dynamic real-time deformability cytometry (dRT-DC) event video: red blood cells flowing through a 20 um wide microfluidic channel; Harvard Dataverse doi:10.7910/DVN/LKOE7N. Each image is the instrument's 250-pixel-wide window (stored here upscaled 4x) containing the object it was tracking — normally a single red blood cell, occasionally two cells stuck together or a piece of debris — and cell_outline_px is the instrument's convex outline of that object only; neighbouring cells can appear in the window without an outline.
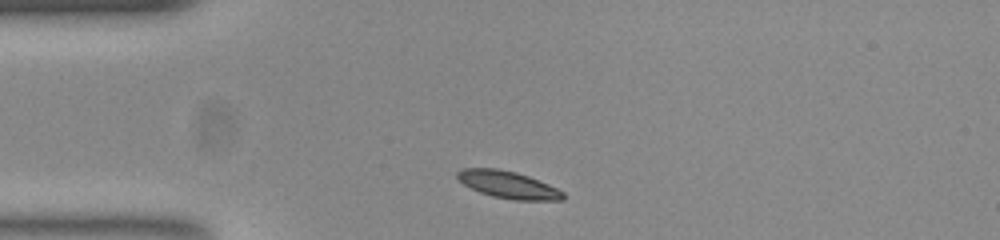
{"species": "common noctule bat (a hibernating species)", "species_latin": "Nyctalus noctula", "temperature_condition": "room temperature", "stored_images_in_passage": 32, "camera_frame_rate_fps": 3000, "um_per_image_px": 0.085, "animal": {"sex": "female", "body_mass_g": 23.0, "forearm_length_mm": 53.4}, "frame": {"image": 1, "passage_image": 2, "time_ms": 0.333, "image_size_px": [1000, 240], "cell_outline_px": [[564, 200], [512, 200], [492, 196], [480, 192], [464, 184], [456, 176], [456, 172], [464, 168], [496, 168], [516, 172], [528, 176], [548, 184], [564, 192]], "centroid_in_image_um": [43.19, 15.7], "position_along_channel_um": 41.8, "area_um2": 16.65}}
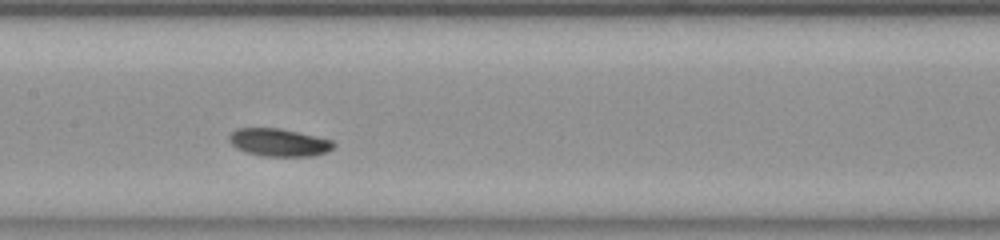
{"frame": {"image": 2, "passage_image": 15, "time_ms": 4.667, "image_size_px": [1000, 240], "cell_outline_px": [[332, 148], [328, 152], [312, 156], [260, 156], [236, 148], [232, 144], [228, 136], [236, 128], [276, 128], [296, 132], [332, 140]], "centroid_in_image_um": [23.67, 12.11], "position_along_channel_um": 183.7, "area_um2": 16.59}}
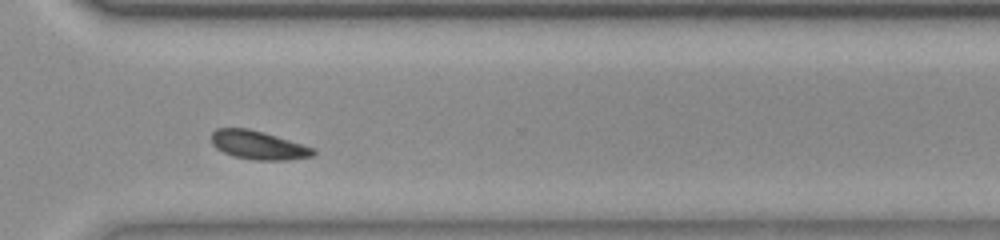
{"frame": {"image": 3, "passage_image": 28, "time_ms": 9.0, "image_size_px": [1000, 240], "cell_outline_px": [[316, 152], [312, 156], [288, 160], [256, 160], [236, 156], [224, 152], [216, 148], [212, 144], [212, 132], [216, 128], [248, 128], [264, 132], [316, 148]], "centroid_in_image_um": [21.98, 12.33], "position_along_channel_um": 348.6, "area_um2": 16.94}, "authors_computed_cell_mechanics": {"area_um2": 16.6464, "velocity_mm_per_s": 3.8047, "shape_relaxation_time_tau1_ms": 0.858, "shape_relaxation_time_tau2_ms": null, "deformation_change_tau1": 0.0571, "deformation_change_tau2": null}}